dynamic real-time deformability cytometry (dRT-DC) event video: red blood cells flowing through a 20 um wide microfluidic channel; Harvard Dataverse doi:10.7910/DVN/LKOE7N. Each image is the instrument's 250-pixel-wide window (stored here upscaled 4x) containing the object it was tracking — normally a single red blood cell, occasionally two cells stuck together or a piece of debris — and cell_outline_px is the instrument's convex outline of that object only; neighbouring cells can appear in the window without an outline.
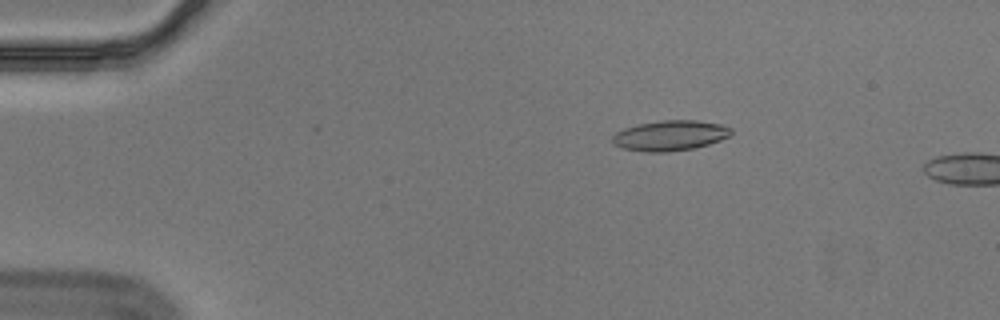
{"species": "Egyptian fruit bat (a non-hibernating species)", "species_latin": "Rousettus aegyptiacus", "temperature_condition": "cold", "stored_images_in_passage": 56, "camera_frame_rate_fps": 3000, "um_per_image_px": 0.085, "animal": {"sex": "male"}, "frame": {"image": 1, "passage_image": 10, "time_ms": 3.0, "image_size_px": [1000, 320], "cell_outline_px": [[732, 132], [728, 136], [720, 140], [708, 144], [692, 148], [668, 152], [644, 152], [624, 148], [612, 144], [612, 136], [616, 132], [624, 128], [636, 124], [664, 120], [696, 120], [720, 124], [732, 128]], "centroid_in_image_um": [56.92, 11.52], "position_along_channel_um": 28.1, "area_um2": 20.92}}
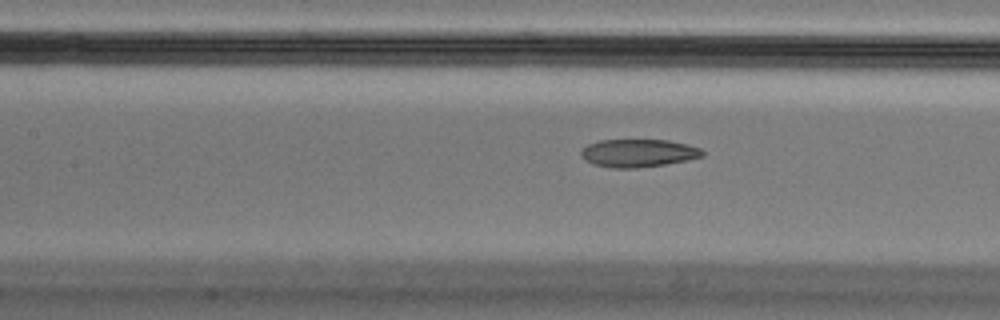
{"frame": {"image": 2, "passage_image": 26, "time_ms": 8.333, "image_size_px": [1000, 320], "cell_outline_px": [[704, 156], [664, 164], [636, 168], [612, 168], [592, 164], [584, 160], [580, 156], [580, 152], [588, 144], [600, 140], [668, 140], [688, 144], [700, 148], [704, 152]], "centroid_in_image_um": [54.22, 13.01], "position_along_channel_um": 153.2, "area_um2": 19.71}}
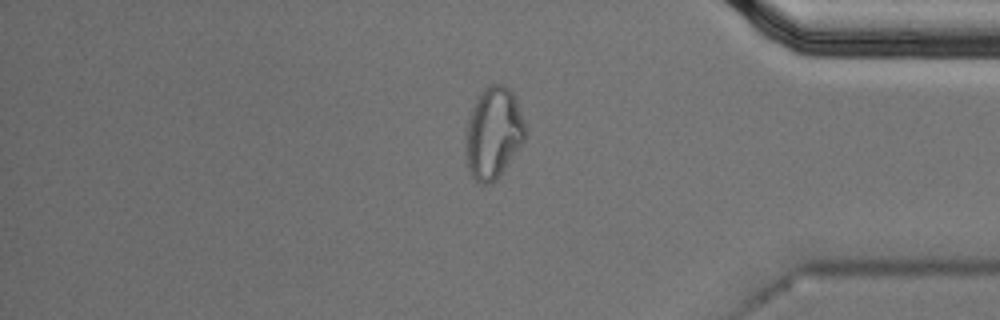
{"frame": {"image": 3, "passage_image": 48, "time_ms": 15.667, "image_size_px": [1000, 320], "cell_outline_px": [[528, 128], [524, 140], [500, 176], [492, 184], [480, 184], [472, 176], [468, 168], [464, 148], [468, 120], [472, 108], [476, 100], [484, 88], [488, 84], [504, 84], [512, 92]], "centroid_in_image_um": [41.94, 11.32], "position_along_channel_um": 393.3, "area_um2": 31.96}}